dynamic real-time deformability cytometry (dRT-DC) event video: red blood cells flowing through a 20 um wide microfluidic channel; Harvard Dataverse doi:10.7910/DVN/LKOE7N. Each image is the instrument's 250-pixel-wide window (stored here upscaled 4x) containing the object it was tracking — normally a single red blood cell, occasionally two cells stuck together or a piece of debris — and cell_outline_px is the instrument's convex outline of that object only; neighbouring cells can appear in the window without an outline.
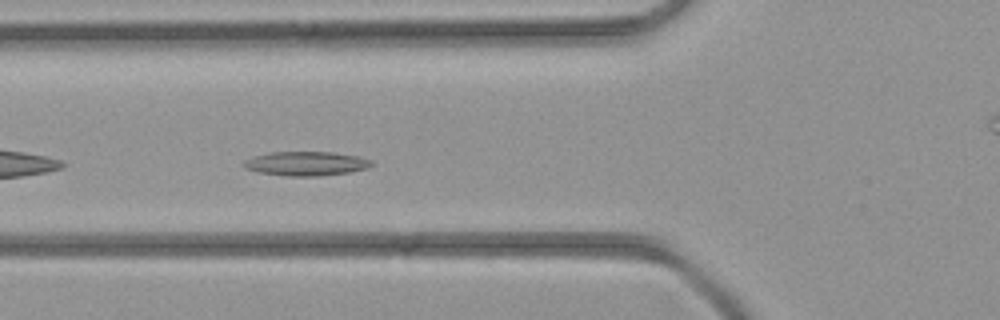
{"species": "common noctule bat (a hibernating species)", "species_latin": "Nyctalus noctula", "temperature_condition": "room temperature", "stored_images_in_passage": 42, "camera_frame_rate_fps": 3000, "um_per_image_px": 0.085, "animal": {"sex": "female", "body_mass_g": 21.9}, "frame": {"image": 1, "passage_image": 13, "time_ms": 4.0, "image_size_px": [1000, 320], "cell_outline_px": [[372, 164], [368, 168], [348, 172], [320, 176], [288, 176], [256, 172], [244, 168], [240, 164], [244, 160], [252, 156], [268, 152], [332, 152], [360, 156], [372, 160]], "centroid_in_image_um": [25.96, 13.9], "position_along_channel_um": 99.8, "area_um2": 18.26}}
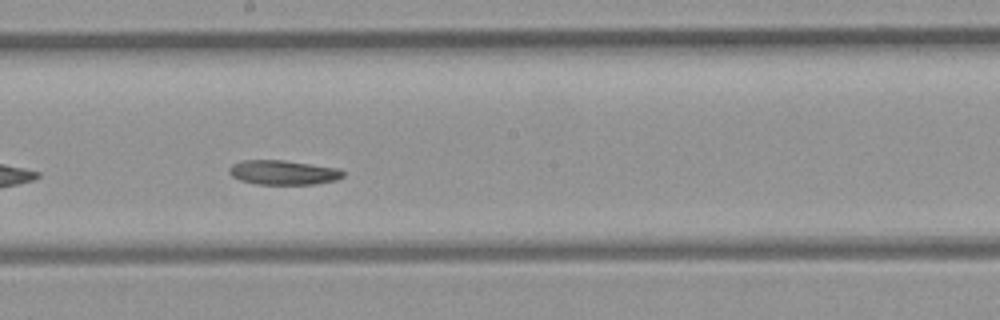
{"frame": {"image": 2, "passage_image": 21, "time_ms": 6.667, "image_size_px": [1000, 320], "cell_outline_px": [[344, 176], [336, 180], [316, 184], [256, 184], [240, 180], [232, 176], [228, 172], [228, 168], [232, 164], [244, 160], [284, 160], [340, 168], [344, 172]], "centroid_in_image_um": [24.09, 14.66], "position_along_channel_um": 224.1, "area_um2": 16.36}}
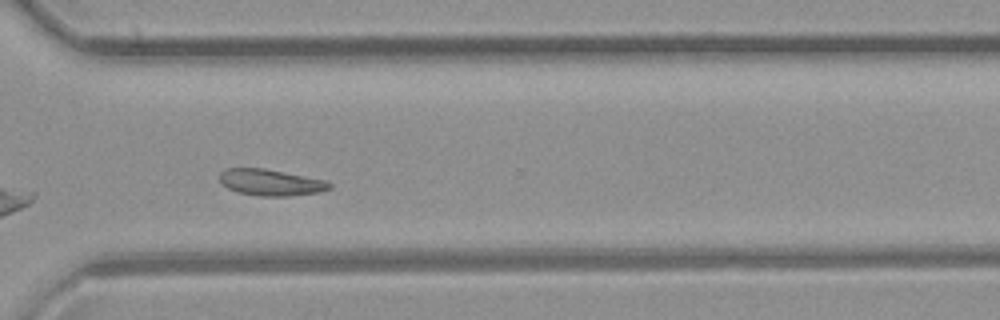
{"frame": {"image": 3, "passage_image": 29, "time_ms": 9.333, "image_size_px": [1000, 320], "cell_outline_px": [[332, 188], [320, 192], [288, 196], [260, 196], [236, 192], [228, 188], [220, 180], [220, 172], [224, 168], [264, 168], [328, 180], [332, 184]], "centroid_in_image_um": [23.05, 15.5], "position_along_channel_um": 347.6, "area_um2": 17.05}}